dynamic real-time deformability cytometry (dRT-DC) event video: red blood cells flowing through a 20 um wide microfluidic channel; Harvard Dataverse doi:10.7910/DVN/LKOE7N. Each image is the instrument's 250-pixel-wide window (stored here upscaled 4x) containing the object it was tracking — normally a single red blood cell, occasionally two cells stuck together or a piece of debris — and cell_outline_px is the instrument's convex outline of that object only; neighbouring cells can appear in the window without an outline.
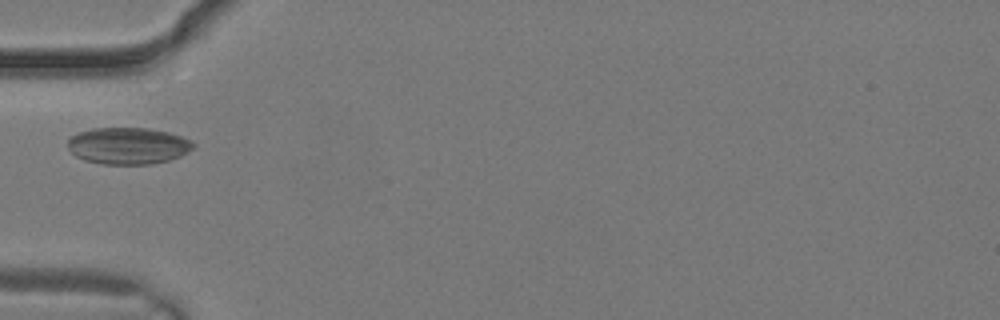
{"species": "common noctule bat (a hibernating species)", "species_latin": "Nyctalus noctula", "temperature_condition": "warm", "stored_images_in_passage": 3, "camera_frame_rate_fps": 3000, "um_per_image_px": 0.085, "animal": {"sex": "male", "body_mass_g": 19.2, "forearm_length_mm": 51.8}, "frame": {"image": 1, "passage_image": 3, "time_ms": 0.667, "image_size_px": [1000, 320], "cell_outline_px": [[196, 144], [188, 152], [180, 156], [168, 160], [152, 164], [104, 164], [84, 160], [76, 156], [68, 148], [68, 140], [72, 136], [80, 132], [92, 128], [148, 128], [168, 132], [192, 140]], "centroid_in_image_um": [10.9, 12.39], "position_along_channel_um": 74.1, "area_um2": 26.82}}